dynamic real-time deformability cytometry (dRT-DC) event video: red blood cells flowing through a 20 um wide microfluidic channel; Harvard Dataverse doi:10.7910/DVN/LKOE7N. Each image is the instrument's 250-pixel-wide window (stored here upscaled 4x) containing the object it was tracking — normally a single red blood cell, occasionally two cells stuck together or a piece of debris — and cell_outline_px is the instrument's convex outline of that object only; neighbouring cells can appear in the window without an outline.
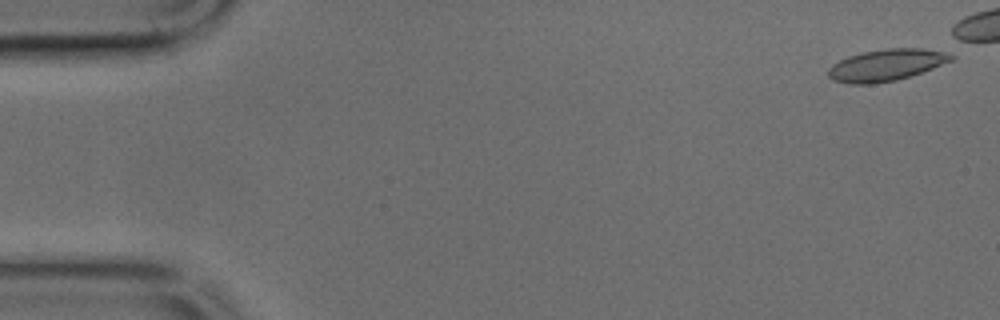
{"species": "common noctule bat (a hibernating species)", "species_latin": "Nyctalus noctula", "temperature_condition": "cold", "stored_images_in_passage": 39, "camera_frame_rate_fps": 3000, "um_per_image_px": 0.085, "animal": {"sex": "male", "body_mass_g": 17.9, "forearm_length_mm": 54.2}, "frame": {"image": 1, "passage_image": 1, "time_ms": 0.0, "image_size_px": [1000, 320], "cell_outline_px": [[956, 56], [952, 60], [932, 68], [896, 80], [872, 84], [848, 84], [832, 80], [828, 76], [828, 68], [832, 64], [848, 56], [860, 52], [888, 48], [920, 48], [956, 52]], "centroid_in_image_um": [75.35, 5.51], "position_along_channel_um": 9.7, "area_um2": 22.95}}
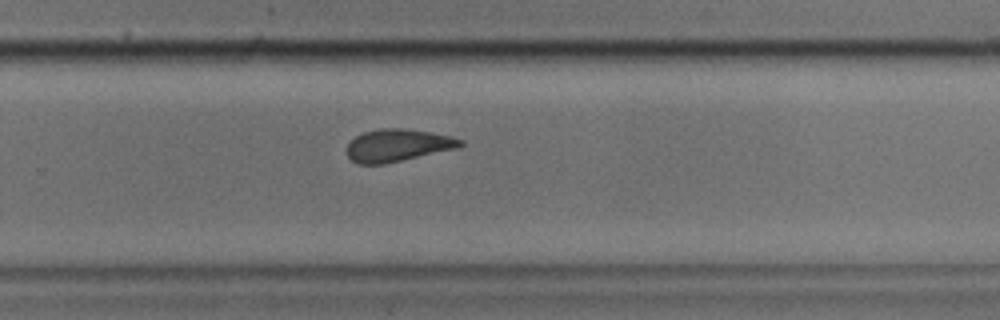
{"frame": {"image": 2, "passage_image": 31, "time_ms": 10.0, "image_size_px": [1000, 320], "cell_outline_px": [[464, 144], [460, 148], [384, 164], [360, 164], [352, 160], [344, 152], [348, 144], [356, 136], [364, 132], [380, 128], [404, 128], [432, 132], [452, 136], [464, 140]], "centroid_in_image_um": [33.84, 12.35], "position_along_channel_um": 296.0, "area_um2": 21.73}}
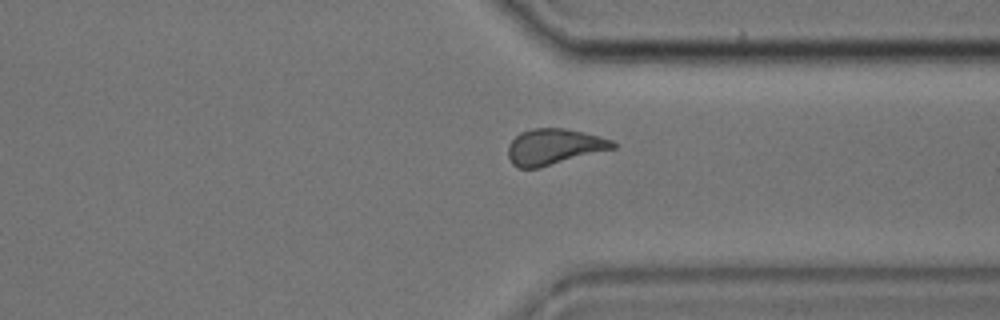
{"frame": {"image": 3, "passage_image": 36, "time_ms": 11.667, "image_size_px": [1000, 320], "cell_outline_px": [[616, 148], [540, 168], [516, 168], [512, 164], [508, 156], [508, 144], [520, 132], [532, 128], [564, 128], [584, 132], [600, 136], [612, 140], [616, 144]], "centroid_in_image_um": [47.08, 12.48], "position_along_channel_um": 364.3, "area_um2": 22.14}}